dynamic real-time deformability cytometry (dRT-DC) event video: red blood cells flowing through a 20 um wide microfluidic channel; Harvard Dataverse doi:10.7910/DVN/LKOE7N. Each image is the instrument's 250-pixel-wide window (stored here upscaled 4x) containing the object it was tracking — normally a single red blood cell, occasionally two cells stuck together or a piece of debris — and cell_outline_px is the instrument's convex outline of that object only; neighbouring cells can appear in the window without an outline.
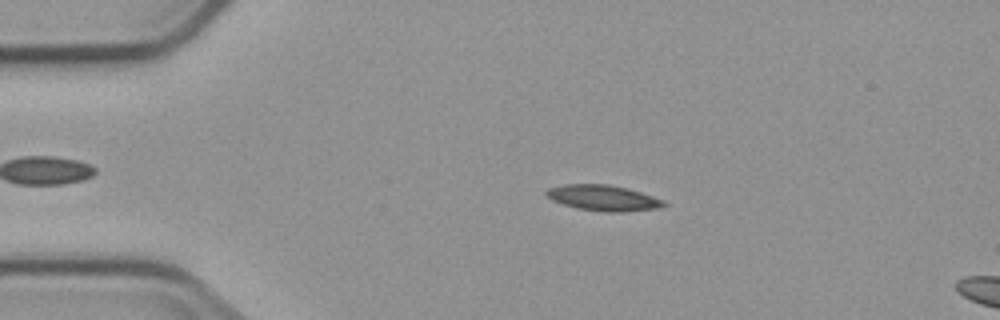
{"species": "common noctule bat (a hibernating species)", "species_latin": "Nyctalus noctula", "temperature_condition": "cold", "stored_images_in_passage": 3, "camera_frame_rate_fps": 3000, "um_per_image_px": 0.085, "animal": {"sex": "male", "body_mass_g": 23.1, "forearm_length_mm": 52.7}, "frame": {"image": 1, "passage_image": 1, "time_ms": 0.0, "image_size_px": [1000, 320], "cell_outline_px": [[668, 204], [656, 208], [624, 212], [608, 212], [580, 208], [564, 204], [552, 200], [544, 192], [548, 188], [564, 184], [608, 184], [628, 188], [664, 200]], "centroid_in_image_um": [51.28, 16.81], "position_along_channel_um": 33.7, "area_um2": 17.4}}